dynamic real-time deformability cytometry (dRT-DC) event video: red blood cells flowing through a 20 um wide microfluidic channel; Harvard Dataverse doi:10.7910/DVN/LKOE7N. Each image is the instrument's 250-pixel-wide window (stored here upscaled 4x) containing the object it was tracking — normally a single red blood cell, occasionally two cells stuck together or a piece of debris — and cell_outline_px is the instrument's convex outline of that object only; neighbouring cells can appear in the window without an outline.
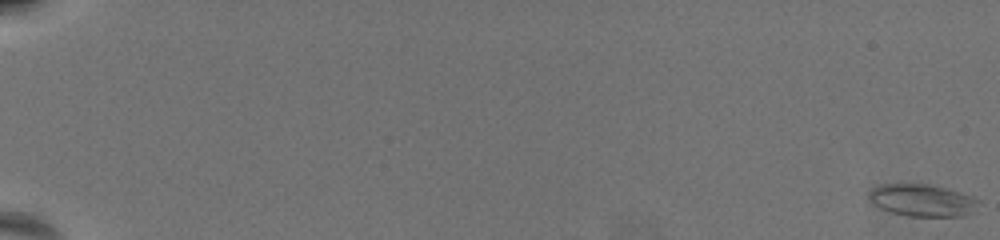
{"species": "common noctule bat (a hibernating species)", "species_latin": "Nyctalus noctula", "temperature_condition": "warm", "stored_images_in_passage": 62, "camera_frame_rate_fps": 3000, "um_per_image_px": 0.085, "animal": {"sex": "female", "body_mass_g": 19.5, "forearm_length_mm": 54.1}, "frame": {"image": 1, "passage_image": 1, "time_ms": 0.0, "image_size_px": [1000, 240], "cell_outline_px": [[980, 200], [972, 212], [960, 216], [908, 216], [892, 212], [880, 208], [872, 204], [868, 200], [868, 192], [872, 188], [884, 184], [928, 184], [960, 192], [972, 196]], "centroid_in_image_um": [78.35, 17.02], "position_along_channel_um": 6.7, "area_um2": 20.46}}
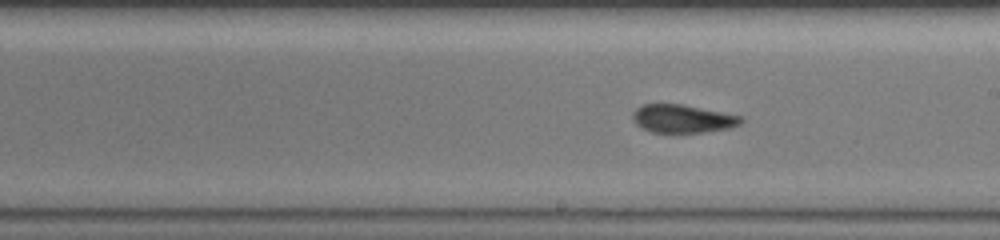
{"frame": {"image": 2, "passage_image": 39, "time_ms": 12.667, "image_size_px": [1000, 240], "cell_outline_px": [[744, 120], [740, 124], [728, 128], [704, 132], [652, 132], [636, 124], [632, 120], [632, 112], [636, 108], [644, 104], [680, 104], [740, 116]], "centroid_in_image_um": [57.97, 10.09], "position_along_channel_um": 231.0, "area_um2": 17.46}}
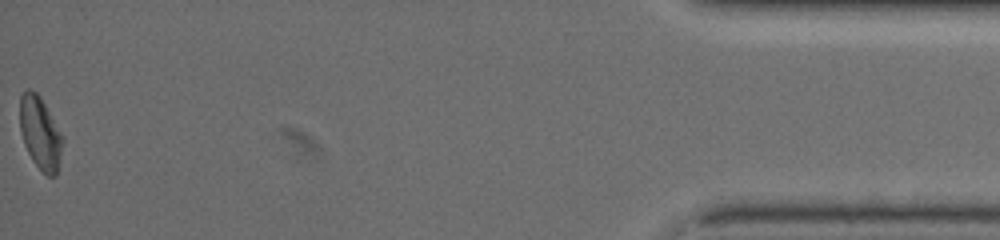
{"frame": {"image": 3, "passage_image": 62, "time_ms": 20.333, "image_size_px": [1000, 240], "cell_outline_px": [[64, 140], [56, 176], [48, 176], [32, 160], [24, 144], [20, 132], [20, 96], [28, 88], [36, 92], [40, 96], [64, 136]], "centroid_in_image_um": [3.43, 11.29], "position_along_channel_um": 431.8, "area_um2": 18.15}, "authors_computed_cell_mechanics": {"area_um2": 18.6694, "velocity_mm_per_s": 3.6684, "shape_relaxation_time_tau1_ms": null, "shape_relaxation_time_tau2_ms": 1.6373, "deformation_change_tau1": null, "deformation_change_tau2": 0.0803}}